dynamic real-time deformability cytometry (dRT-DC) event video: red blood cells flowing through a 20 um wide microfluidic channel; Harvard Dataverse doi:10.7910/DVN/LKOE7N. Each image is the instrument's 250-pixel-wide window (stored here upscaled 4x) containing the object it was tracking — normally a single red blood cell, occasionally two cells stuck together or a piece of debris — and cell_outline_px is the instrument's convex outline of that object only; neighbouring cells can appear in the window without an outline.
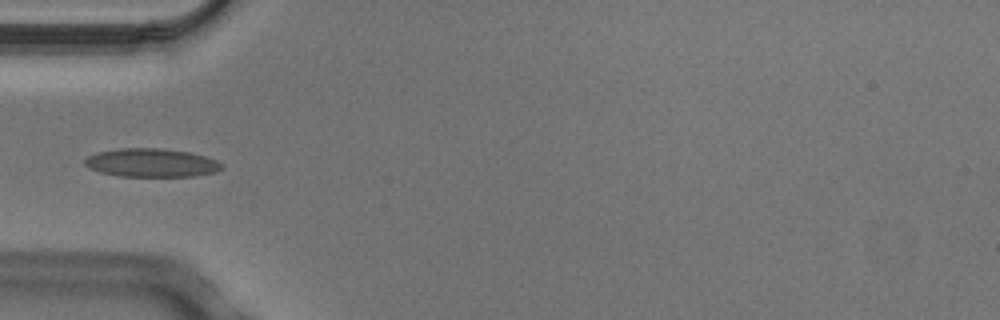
{"species": "Egyptian fruit bat (a non-hibernating species)", "species_latin": "Rousettus aegyptiacus", "temperature_condition": "cold", "stored_images_in_passage": 8, "camera_frame_rate_fps": 3000, "um_per_image_px": 0.085, "animal": {"sex": "male"}, "frame": {"image": 1, "passage_image": 5, "time_ms": 1.333, "image_size_px": [1000, 320], "cell_outline_px": [[224, 168], [216, 172], [196, 176], [120, 176], [100, 172], [88, 168], [84, 164], [84, 160], [88, 156], [100, 152], [120, 148], [164, 148], [188, 152], [204, 156], [216, 160], [224, 164]], "centroid_in_image_um": [12.9, 13.84], "position_along_channel_um": 72.1, "area_um2": 22.77}}
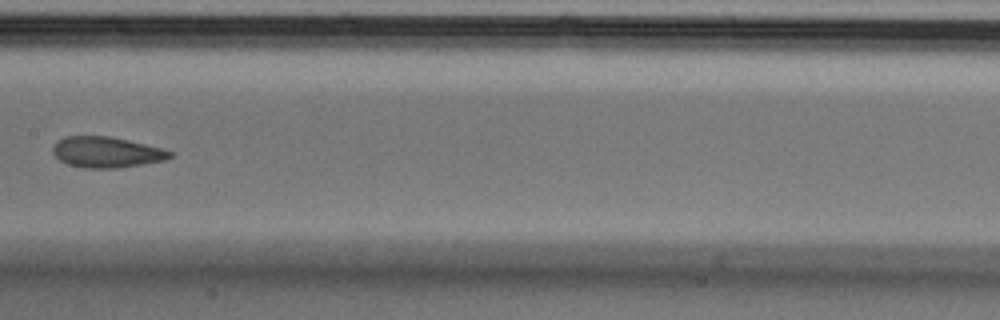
{"frame": {"image": 2, "passage_image": 8, "time_ms": 2.333, "image_size_px": [1000, 320], "cell_outline_px": [[172, 156], [164, 160], [116, 168], [84, 168], [68, 164], [60, 160], [52, 152], [52, 148], [56, 140], [64, 136], [108, 136], [128, 140], [160, 148], [172, 152]], "centroid_in_image_um": [8.99, 12.93], "position_along_channel_um": 198.4, "area_um2": 20.81}}